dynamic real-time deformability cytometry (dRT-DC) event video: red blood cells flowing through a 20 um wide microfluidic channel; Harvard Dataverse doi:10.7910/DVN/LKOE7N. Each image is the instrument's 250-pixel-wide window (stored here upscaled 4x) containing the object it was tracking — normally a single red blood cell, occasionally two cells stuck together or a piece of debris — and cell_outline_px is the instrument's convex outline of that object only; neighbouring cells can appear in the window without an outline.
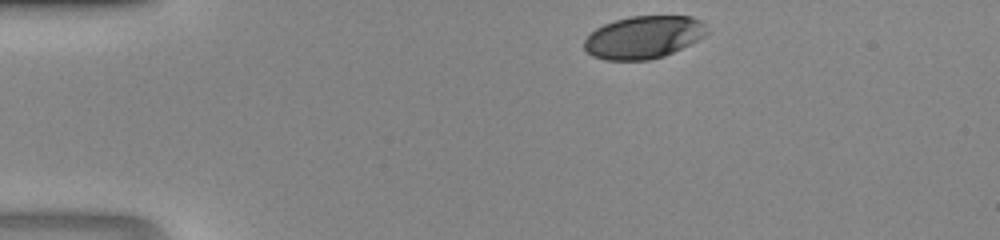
{"species": "human", "species_latin": "Homo sapiens", "temperature_condition": "room temperature", "stored_images_in_passage": 30, "camera_frame_rate_fps": 3000, "um_per_image_px": 0.085, "donor": {"sex": "male"}, "frame": {"image": 1, "passage_image": 1, "time_ms": 0.0, "image_size_px": [1000, 240], "cell_outline_px": [[708, 32], [704, 36], [664, 56], [648, 60], [604, 60], [592, 56], [584, 48], [584, 40], [596, 28], [604, 24], [616, 20], [632, 16], [692, 16], [700, 20], [704, 24]], "centroid_in_image_um": [54.68, 3.16], "position_along_channel_um": 30.3, "area_um2": 30.23}}
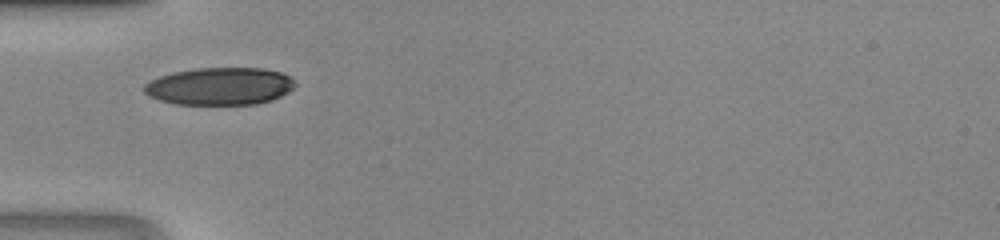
{"frame": {"image": 2, "passage_image": 8, "time_ms": 2.333, "image_size_px": [1000, 240], "cell_outline_px": [[296, 84], [288, 92], [272, 100], [256, 104], [176, 104], [160, 100], [148, 96], [144, 92], [144, 84], [160, 76], [172, 72], [196, 68], [264, 68], [280, 72], [288, 76]], "centroid_in_image_um": [18.67, 7.33], "position_along_channel_um": 66.3, "area_um2": 32.89}}
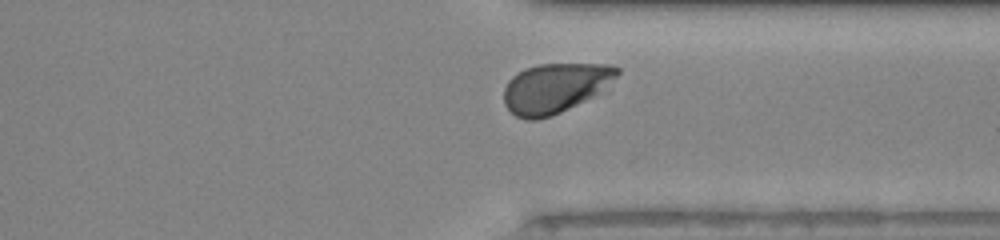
{"frame": {"image": 3, "passage_image": 28, "time_ms": 9.0, "image_size_px": [1000, 240], "cell_outline_px": [[620, 72], [616, 76], [592, 96], [560, 112], [536, 120], [528, 120], [516, 116], [504, 104], [504, 88], [508, 80], [512, 76], [524, 68], [540, 64], [612, 64], [620, 68]], "centroid_in_image_um": [47.13, 7.46], "position_along_channel_um": 364.3, "area_um2": 32.25}}